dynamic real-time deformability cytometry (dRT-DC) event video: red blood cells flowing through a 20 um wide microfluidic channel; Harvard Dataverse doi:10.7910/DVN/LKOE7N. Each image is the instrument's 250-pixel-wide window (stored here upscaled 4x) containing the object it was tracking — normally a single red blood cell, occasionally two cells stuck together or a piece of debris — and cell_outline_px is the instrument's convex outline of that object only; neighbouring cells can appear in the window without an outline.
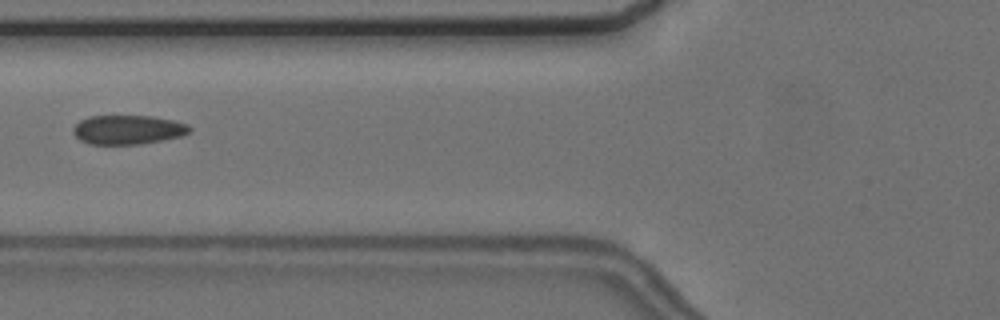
{"species": "common noctule bat (a hibernating species)", "species_latin": "Nyctalus noctula", "temperature_condition": "cold", "stored_images_in_passage": 6, "camera_frame_rate_fps": 3000, "um_per_image_px": 0.085, "animal": {"sex": "female", "body_mass_g": 24.6, "forearm_length_mm": 56.2}, "frame": {"image": 1, "passage_image": 3, "time_ms": 3.333, "image_size_px": [1000, 320], "cell_outline_px": [[192, 128], [184, 136], [164, 140], [140, 144], [88, 144], [80, 140], [72, 132], [72, 128], [80, 120], [88, 116], [152, 116], [172, 120], [188, 124]], "centroid_in_image_um": [10.87, 11.03], "position_along_channel_um": 114.9, "area_um2": 19.94}}